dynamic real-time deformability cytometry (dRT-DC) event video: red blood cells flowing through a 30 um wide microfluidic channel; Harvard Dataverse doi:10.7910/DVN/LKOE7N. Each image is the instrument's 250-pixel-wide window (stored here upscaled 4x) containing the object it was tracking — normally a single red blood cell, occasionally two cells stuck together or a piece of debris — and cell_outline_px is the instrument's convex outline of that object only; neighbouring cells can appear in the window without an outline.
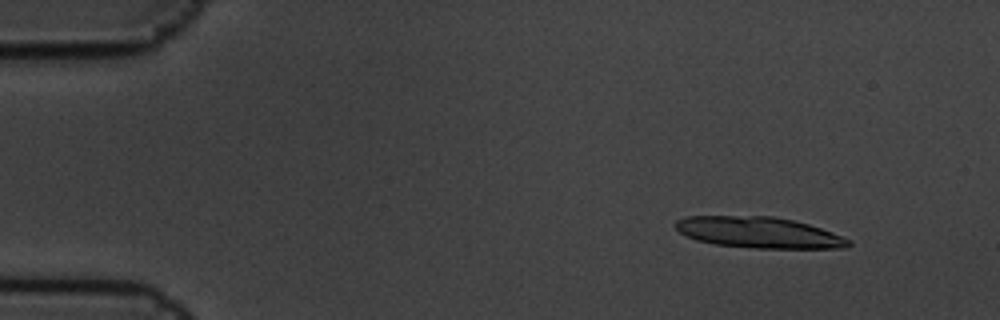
{"species": "common noctule bat (a hibernating species)", "species_latin": "Nyctalus noctula", "temperature_condition": "cold", "stored_images_in_passage": 8, "camera_frame_rate_fps": 3000, "um_per_image_px": 0.085, "animal": {"sex": "male", "body_mass_g": 19.5, "forearm_length_mm": 54.6}, "frame": {"image": 1, "passage_image": 2, "time_ms": 0.333, "image_size_px": [1000, 320], "cell_outline_px": [[852, 244], [848, 248], [756, 248], [716, 244], [696, 240], [680, 232], [672, 224], [676, 220], [684, 216], [772, 216], [792, 220], [808, 224], [832, 232], [852, 240]], "centroid_in_image_um": [64.5, 19.76], "position_along_channel_um": 20.5, "area_um2": 31.33}}
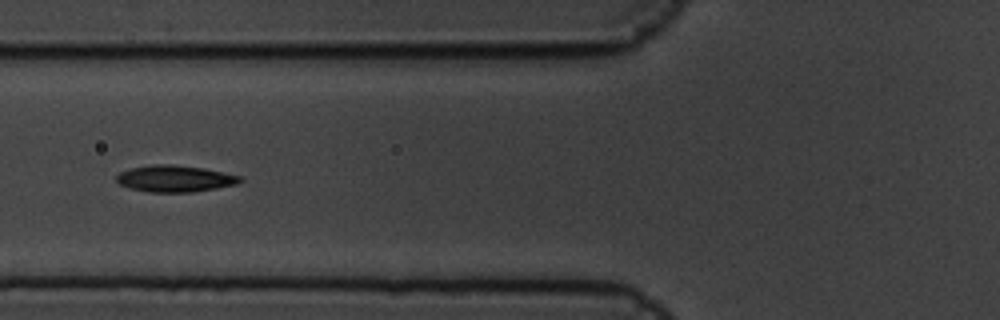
{"frame": {"image": 2, "passage_image": 7, "time_ms": 2.0, "image_size_px": [1000, 320], "cell_outline_px": [[244, 180], [236, 184], [216, 188], [192, 192], [148, 192], [128, 188], [120, 184], [116, 180], [116, 176], [120, 172], [132, 168], [152, 164], [172, 164], [204, 168], [244, 176]], "centroid_in_image_um": [14.89, 15.18], "position_along_channel_um": 110.9, "area_um2": 19.31}}
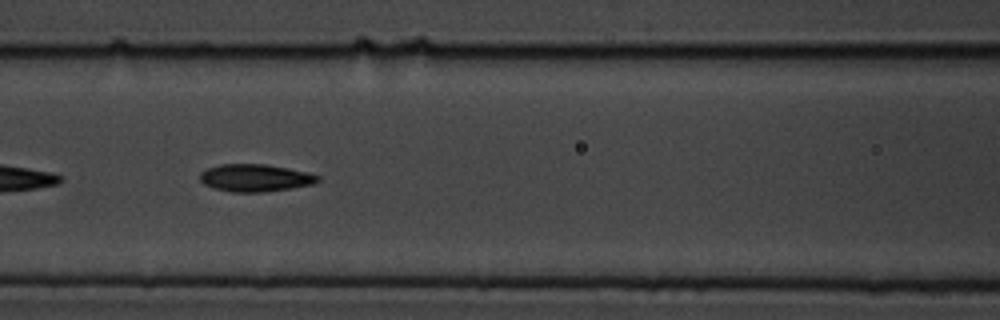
{"frame": {"image": 3, "passage_image": 8, "time_ms": 2.333, "image_size_px": [1000, 320], "cell_outline_px": [[320, 180], [312, 184], [292, 188], [264, 192], [232, 192], [212, 188], [204, 184], [200, 180], [200, 172], [208, 168], [220, 164], [264, 164], [288, 168], [308, 172], [320, 176]], "centroid_in_image_um": [21.69, 15.12], "position_along_channel_um": 144.9, "area_um2": 18.9}}